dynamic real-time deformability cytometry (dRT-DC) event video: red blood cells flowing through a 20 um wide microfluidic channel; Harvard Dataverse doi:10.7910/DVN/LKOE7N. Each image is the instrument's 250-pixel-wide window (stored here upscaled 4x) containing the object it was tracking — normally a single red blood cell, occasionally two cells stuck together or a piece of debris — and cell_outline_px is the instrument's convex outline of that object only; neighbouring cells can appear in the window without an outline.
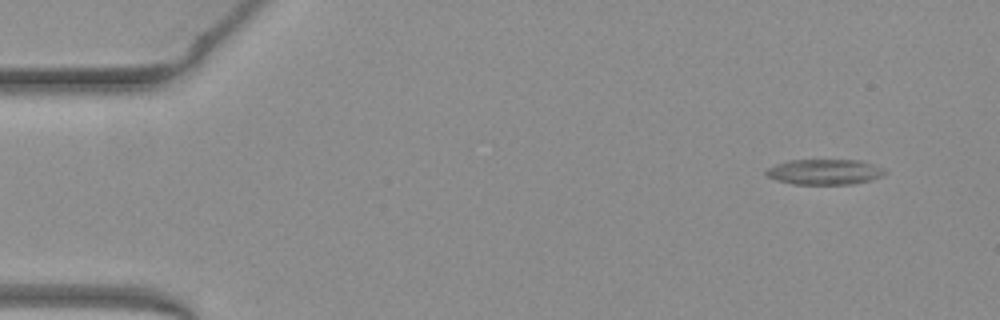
{"species": "common noctule bat (a hibernating species)", "species_latin": "Nyctalus noctula", "temperature_condition": "warm", "stored_images_in_passage": 52, "camera_frame_rate_fps": 3000, "um_per_image_px": 0.085, "animal": {"sex": "female", "body_mass_g": 19.3, "forearm_length_mm": 54.1}, "frame": {"image": 1, "passage_image": 4, "time_ms": 1.0, "image_size_px": [1000, 320], "cell_outline_px": [[888, 172], [880, 176], [868, 180], [852, 184], [792, 184], [776, 180], [768, 176], [764, 172], [768, 168], [776, 164], [788, 160], [860, 160], [884, 168]], "centroid_in_image_um": [70.07, 14.6], "position_along_channel_um": 14.9, "area_um2": 17.51}}
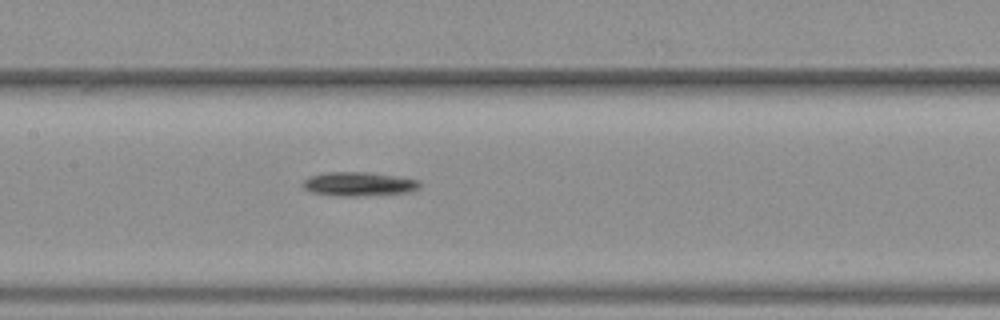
{"frame": {"image": 2, "passage_image": 25, "time_ms": 8.0, "image_size_px": [1000, 320], "cell_outline_px": [[420, 188], [408, 192], [364, 196], [344, 196], [312, 192], [304, 188], [300, 184], [308, 176], [324, 172], [368, 172], [396, 176], [420, 180]], "centroid_in_image_um": [30.48, 15.63], "position_along_channel_um": 176.9, "area_um2": 16.42}}
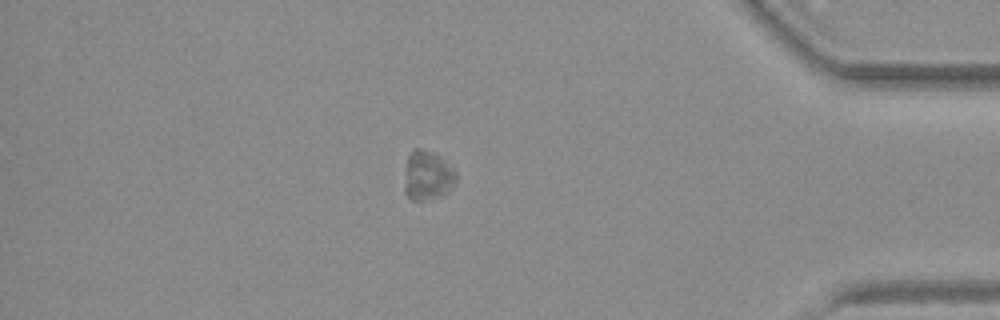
{"frame": {"image": 3, "passage_image": 45, "time_ms": 14.667, "image_size_px": [1000, 320], "cell_outline_px": [[456, 184], [452, 188], [444, 192], [420, 200], [412, 200], [404, 192], [404, 168], [408, 156], [412, 148], [420, 148], [440, 156], [456, 172]], "centroid_in_image_um": [36.29, 14.87], "position_along_channel_um": 398.9, "area_um2": 14.68}, "authors_computed_cell_mechanics": {"area_um2": 16.2129, "velocity_mm_per_s": 3.9084, "shape_relaxation_time_tau1_ms": 1.1423, "shape_relaxation_time_tau2_ms": null, "deformation_change_tau1": 0.0813, "deformation_change_tau2": null}}